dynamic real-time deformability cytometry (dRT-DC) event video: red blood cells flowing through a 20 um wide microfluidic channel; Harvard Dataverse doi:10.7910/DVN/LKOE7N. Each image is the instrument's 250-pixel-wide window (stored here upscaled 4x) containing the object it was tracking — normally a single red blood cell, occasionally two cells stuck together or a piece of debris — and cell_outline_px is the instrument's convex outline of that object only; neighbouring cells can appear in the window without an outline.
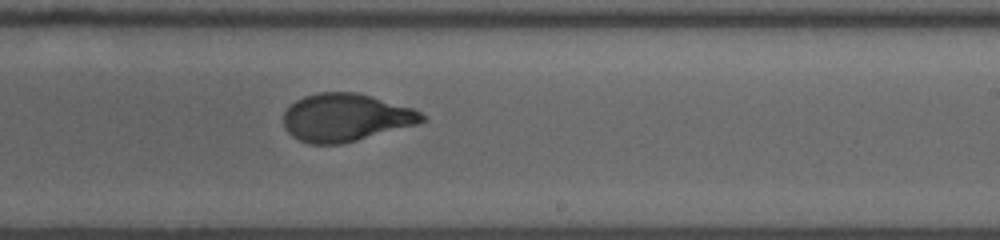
{"species": "human", "species_latin": "Homo sapiens", "temperature_condition": "room temperature", "stored_images_in_passage": 19, "camera_frame_rate_fps": 3000, "um_per_image_px": 0.085, "donor": {"sex": "male"}, "frame": {"image": 1, "passage_image": 19, "time_ms": 8.333, "image_size_px": [1000, 240], "cell_outline_px": [[428, 120], [416, 124], [356, 140], [340, 144], [308, 144], [292, 136], [284, 128], [284, 112], [296, 100], [304, 96], [320, 92], [356, 92], [412, 108], [420, 112]], "centroid_in_image_um": [29.35, 9.99], "position_along_channel_um": 259.6, "area_um2": 38.15}}